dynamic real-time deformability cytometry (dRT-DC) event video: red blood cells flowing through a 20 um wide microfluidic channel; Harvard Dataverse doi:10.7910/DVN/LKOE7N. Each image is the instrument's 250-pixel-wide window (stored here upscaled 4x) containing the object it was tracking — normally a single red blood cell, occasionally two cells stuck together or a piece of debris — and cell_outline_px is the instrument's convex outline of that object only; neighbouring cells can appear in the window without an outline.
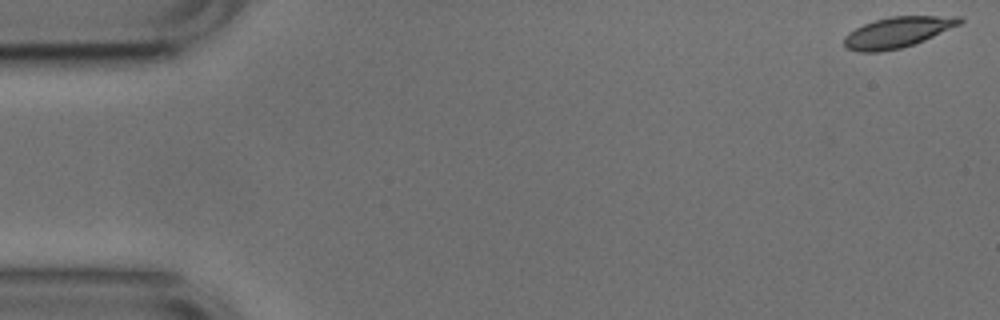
{"species": "common noctule bat (a hibernating species)", "species_latin": "Nyctalus noctula", "temperature_condition": "cold", "stored_images_in_passage": 29, "camera_frame_rate_fps": 3000, "um_per_image_px": 0.085, "animal": {"sex": "male", "body_mass_g": 17.9, "forearm_length_mm": 54.2}, "frame": {"image": 1, "passage_image": 1, "time_ms": 0.0, "image_size_px": [1000, 320], "cell_outline_px": [[964, 20], [960, 24], [924, 40], [900, 48], [880, 52], [856, 52], [844, 48], [844, 36], [848, 32], [864, 24], [876, 20], [892, 16], [960, 16]], "centroid_in_image_um": [76.25, 2.75], "position_along_channel_um": 8.8, "area_um2": 20.58}}
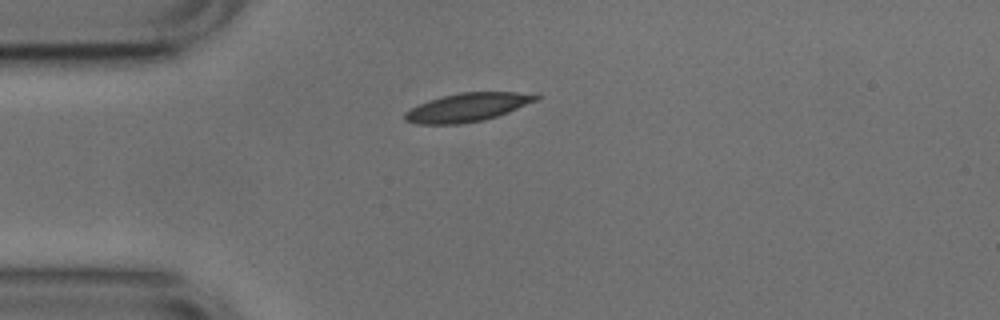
{"frame": {"image": 2, "passage_image": 13, "time_ms": 4.0, "image_size_px": [1000, 320], "cell_outline_px": [[544, 96], [536, 100], [508, 112], [484, 120], [460, 124], [416, 124], [404, 120], [404, 112], [428, 100], [460, 92], [536, 92]], "centroid_in_image_um": [39.77, 9.11], "position_along_channel_um": 45.2, "area_um2": 21.85}}
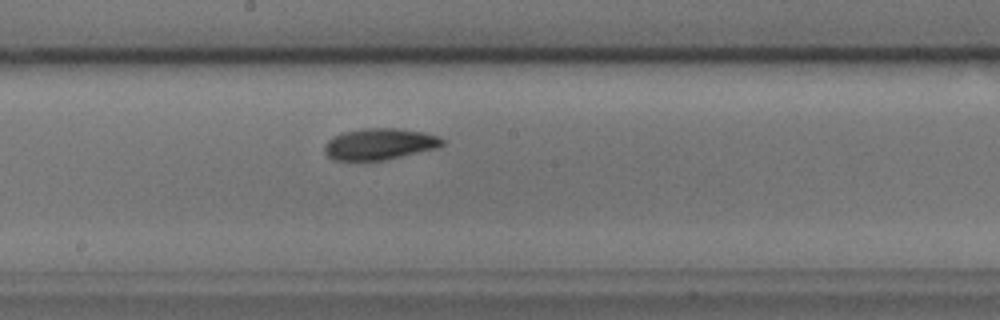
{"frame": {"image": 3, "passage_image": 28, "time_ms": 9.0, "image_size_px": [1000, 320], "cell_outline_px": [[444, 144], [440, 148], [384, 160], [332, 160], [324, 152], [324, 144], [332, 136], [344, 132], [364, 128], [396, 128], [424, 132], [440, 136], [444, 140]], "centroid_in_image_um": [32.29, 12.24], "position_along_channel_um": 215.9, "area_um2": 21.79}}